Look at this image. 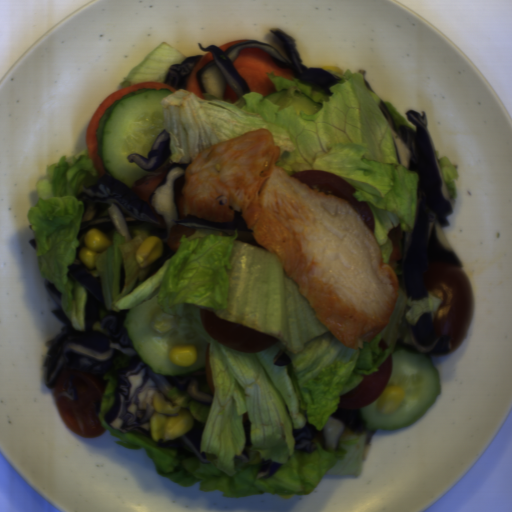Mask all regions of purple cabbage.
Here are the masks:
<instances>
[{
	"label": "purple cabbage",
	"mask_w": 512,
	"mask_h": 512,
	"mask_svg": "<svg viewBox=\"0 0 512 512\" xmlns=\"http://www.w3.org/2000/svg\"><path fill=\"white\" fill-rule=\"evenodd\" d=\"M67 268V277L77 281L86 292L85 331H76L62 309V295L55 284L43 280L44 288L57 306L52 313L64 325L60 329L65 331L49 353L47 387H53L64 368L86 372L101 381L104 388L103 375L112 373L116 379L115 404L105 421L122 434L139 430L151 437L150 418L156 411V393L166 397L175 388L187 391L200 404L213 405L214 393L206 382L204 366L178 376L155 373L133 349L128 331L124 329V320L130 311L106 310L100 276H93L82 261L69 263Z\"/></svg>",
	"instance_id": "obj_1"
},
{
	"label": "purple cabbage",
	"mask_w": 512,
	"mask_h": 512,
	"mask_svg": "<svg viewBox=\"0 0 512 512\" xmlns=\"http://www.w3.org/2000/svg\"><path fill=\"white\" fill-rule=\"evenodd\" d=\"M378 107L389 127L398 163L419 175L416 214L412 232L401 233V261L406 297L416 301L429 295L428 263L463 262L449 242L445 228L455 208L424 110L407 109L406 119L416 129L398 125L385 102Z\"/></svg>",
	"instance_id": "obj_2"
},
{
	"label": "purple cabbage",
	"mask_w": 512,
	"mask_h": 512,
	"mask_svg": "<svg viewBox=\"0 0 512 512\" xmlns=\"http://www.w3.org/2000/svg\"><path fill=\"white\" fill-rule=\"evenodd\" d=\"M188 165L173 163L164 181L150 195L152 207L157 214L163 216L167 229H162L160 217L153 212L144 198L105 172L95 184L81 188L76 197L84 202L77 240L81 239L89 228L98 227L105 234L116 229L125 236L126 242L132 239L128 225L135 227L151 223L149 234L158 235L159 239H165L175 225L205 228L232 237L237 229L236 240L262 247L255 241L253 231L247 227L241 215L242 211L235 210L231 222L206 220L190 214L181 216L178 199L184 197L182 189L187 184L185 173Z\"/></svg>",
	"instance_id": "obj_3"
},
{
	"label": "purple cabbage",
	"mask_w": 512,
	"mask_h": 512,
	"mask_svg": "<svg viewBox=\"0 0 512 512\" xmlns=\"http://www.w3.org/2000/svg\"><path fill=\"white\" fill-rule=\"evenodd\" d=\"M264 38L266 42L247 39L232 44L225 51L216 44L204 47L203 44L198 43L199 49L210 51L212 56V60L205 63L196 72L202 92L224 99L225 85L227 84L238 98L246 93H252L233 62L243 49L258 48L272 55L271 58L277 67L291 69L295 79L315 83L329 96L334 94L329 87L342 81V78L331 74L323 67L307 68L306 65H302L303 59L298 51L295 38L279 27L271 28Z\"/></svg>",
	"instance_id": "obj_4"
},
{
	"label": "purple cabbage",
	"mask_w": 512,
	"mask_h": 512,
	"mask_svg": "<svg viewBox=\"0 0 512 512\" xmlns=\"http://www.w3.org/2000/svg\"><path fill=\"white\" fill-rule=\"evenodd\" d=\"M362 407L354 409L337 408L326 420L321 430L324 435V449L331 447L338 451L339 438L347 427L349 431L362 432L365 420L361 416Z\"/></svg>",
	"instance_id": "obj_5"
},
{
	"label": "purple cabbage",
	"mask_w": 512,
	"mask_h": 512,
	"mask_svg": "<svg viewBox=\"0 0 512 512\" xmlns=\"http://www.w3.org/2000/svg\"><path fill=\"white\" fill-rule=\"evenodd\" d=\"M413 338L417 344L422 347L428 355H447L452 352V345L450 344L451 335L443 334L438 336L434 322L431 319V312L421 315L418 323L415 326H410Z\"/></svg>",
	"instance_id": "obj_6"
},
{
	"label": "purple cabbage",
	"mask_w": 512,
	"mask_h": 512,
	"mask_svg": "<svg viewBox=\"0 0 512 512\" xmlns=\"http://www.w3.org/2000/svg\"><path fill=\"white\" fill-rule=\"evenodd\" d=\"M171 136L169 131L163 129L154 140L147 156L144 154H127L128 162L133 161L143 171L153 170L163 164L170 156Z\"/></svg>",
	"instance_id": "obj_7"
},
{
	"label": "purple cabbage",
	"mask_w": 512,
	"mask_h": 512,
	"mask_svg": "<svg viewBox=\"0 0 512 512\" xmlns=\"http://www.w3.org/2000/svg\"><path fill=\"white\" fill-rule=\"evenodd\" d=\"M206 425L199 421H194L193 428L184 437L173 441L169 444H162L161 439L157 443L161 448L175 449L179 458L185 457L186 459L192 456H197L201 463H211L206 453H200V438L201 433Z\"/></svg>",
	"instance_id": "obj_8"
},
{
	"label": "purple cabbage",
	"mask_w": 512,
	"mask_h": 512,
	"mask_svg": "<svg viewBox=\"0 0 512 512\" xmlns=\"http://www.w3.org/2000/svg\"><path fill=\"white\" fill-rule=\"evenodd\" d=\"M202 54L184 58L180 63L169 66L166 74V80L163 84L170 85L175 90L183 88L186 90V78L195 68Z\"/></svg>",
	"instance_id": "obj_9"
},
{
	"label": "purple cabbage",
	"mask_w": 512,
	"mask_h": 512,
	"mask_svg": "<svg viewBox=\"0 0 512 512\" xmlns=\"http://www.w3.org/2000/svg\"><path fill=\"white\" fill-rule=\"evenodd\" d=\"M319 430L316 429L315 425L305 422V426L301 429H293L292 434L295 439L293 446L294 451H303L306 453H312L317 450V446L313 440Z\"/></svg>",
	"instance_id": "obj_10"
},
{
	"label": "purple cabbage",
	"mask_w": 512,
	"mask_h": 512,
	"mask_svg": "<svg viewBox=\"0 0 512 512\" xmlns=\"http://www.w3.org/2000/svg\"><path fill=\"white\" fill-rule=\"evenodd\" d=\"M162 243H163V250H162V255L160 258H158V261H153L148 267H149V270H148V274L146 276V278L148 276H150L151 274H153L154 272L158 271L159 269L162 268V266L164 265L165 261L171 257L172 255H174L175 251H173L169 245H168V241L167 239L165 238H162ZM145 278V279H146ZM144 279V280H145Z\"/></svg>",
	"instance_id": "obj_11"
},
{
	"label": "purple cabbage",
	"mask_w": 512,
	"mask_h": 512,
	"mask_svg": "<svg viewBox=\"0 0 512 512\" xmlns=\"http://www.w3.org/2000/svg\"><path fill=\"white\" fill-rule=\"evenodd\" d=\"M281 463L272 462V460H260L259 462V472L255 478L256 479H265L271 475H273L280 467Z\"/></svg>",
	"instance_id": "obj_12"
},
{
	"label": "purple cabbage",
	"mask_w": 512,
	"mask_h": 512,
	"mask_svg": "<svg viewBox=\"0 0 512 512\" xmlns=\"http://www.w3.org/2000/svg\"><path fill=\"white\" fill-rule=\"evenodd\" d=\"M242 427L245 431L246 443L243 447V450L238 455H236L234 458H241L244 463H248L250 460V455L246 448L252 447V445H253L251 435H250V429L252 427L251 421L250 420L245 421L243 423Z\"/></svg>",
	"instance_id": "obj_13"
},
{
	"label": "purple cabbage",
	"mask_w": 512,
	"mask_h": 512,
	"mask_svg": "<svg viewBox=\"0 0 512 512\" xmlns=\"http://www.w3.org/2000/svg\"><path fill=\"white\" fill-rule=\"evenodd\" d=\"M292 358L289 357L285 352L281 349L277 352V354L273 357L271 365L280 366L286 365L292 362Z\"/></svg>",
	"instance_id": "obj_14"
},
{
	"label": "purple cabbage",
	"mask_w": 512,
	"mask_h": 512,
	"mask_svg": "<svg viewBox=\"0 0 512 512\" xmlns=\"http://www.w3.org/2000/svg\"><path fill=\"white\" fill-rule=\"evenodd\" d=\"M125 276H126L125 267H124V264L121 262V284H120V293H121V291H122V289H123Z\"/></svg>",
	"instance_id": "obj_15"
}]
</instances>
